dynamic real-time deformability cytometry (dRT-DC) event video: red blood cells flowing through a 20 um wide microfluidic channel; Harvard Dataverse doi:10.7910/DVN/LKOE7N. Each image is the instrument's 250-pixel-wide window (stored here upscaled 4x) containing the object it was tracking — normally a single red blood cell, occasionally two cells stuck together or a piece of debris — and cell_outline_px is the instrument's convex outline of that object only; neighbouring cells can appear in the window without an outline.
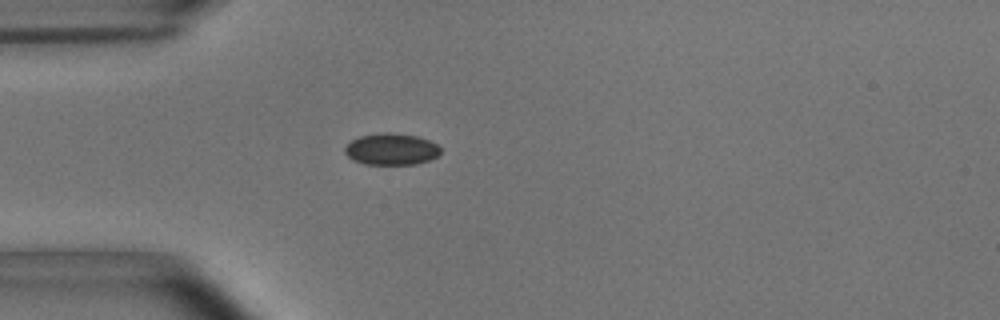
{"species": "common noctule bat (a hibernating species)", "species_latin": "Nyctalus noctula", "temperature_condition": "room temperature", "stored_images_in_passage": 4, "camera_frame_rate_fps": 3000, "um_per_image_px": 0.085, "animal": {"sex": "male", "body_mass_g": 15.6}, "frame": {"image": 1, "passage_image": 1, "time_ms": 0.0, "image_size_px": [1000, 320], "cell_outline_px": [[440, 152], [436, 156], [428, 160], [416, 164], [364, 164], [352, 160], [344, 152], [344, 148], [352, 140], [360, 136], [384, 132], [388, 132], [420, 136], [436, 144], [440, 148]], "centroid_in_image_um": [33.25, 12.67], "position_along_channel_um": 51.8, "area_um2": 17.57}}